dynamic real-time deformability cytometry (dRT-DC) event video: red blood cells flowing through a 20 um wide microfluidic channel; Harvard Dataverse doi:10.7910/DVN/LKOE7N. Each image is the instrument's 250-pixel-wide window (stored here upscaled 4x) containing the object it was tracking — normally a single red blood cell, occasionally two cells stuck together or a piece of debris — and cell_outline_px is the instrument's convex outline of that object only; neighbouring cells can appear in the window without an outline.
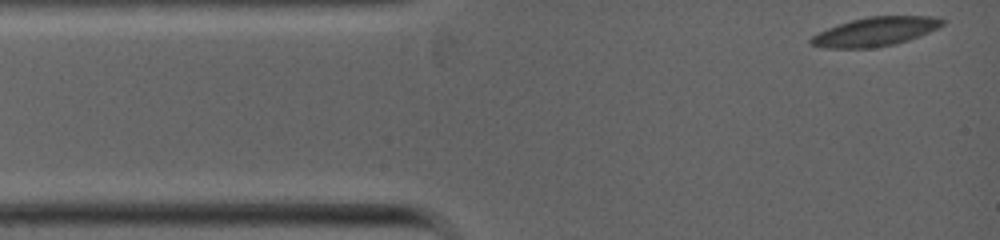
{"species": "common noctule bat (a hibernating species)", "species_latin": "Nyctalus noctula", "temperature_condition": "warm", "stored_images_in_passage": 5, "camera_frame_rate_fps": 5000, "um_per_image_px": 0.085, "animal": {"sex": "female", "body_mass_g": 19.0, "forearm_length_mm": 53.3}, "frame": {"image": 1, "passage_image": 1, "time_ms": 0.0, "image_size_px": [1000, 240], "cell_outline_px": [[944, 24], [928, 32], [908, 40], [892, 44], [868, 48], [828, 48], [812, 44], [808, 40], [812, 36], [828, 28], [852, 20], [868, 16], [932, 16], [944, 20]], "centroid_in_image_um": [74.39, 2.68], "position_along_channel_um": 10.6, "area_um2": 21.68}}
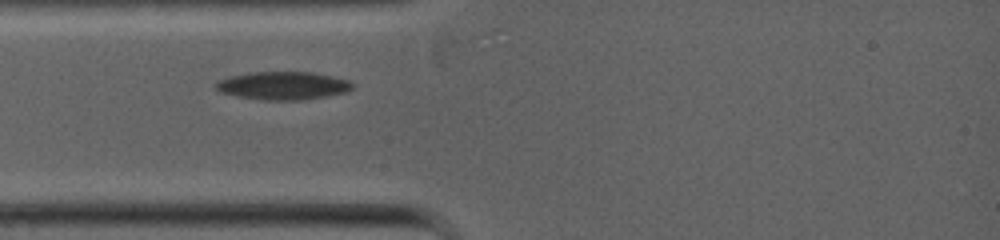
{"frame": {"image": 2, "passage_image": 4, "time_ms": 2.2, "image_size_px": [1000, 240], "cell_outline_px": [[352, 88], [348, 92], [304, 100], [260, 100], [236, 96], [220, 92], [212, 84], [216, 80], [232, 76], [252, 72], [312, 72], [332, 76], [348, 80], [352, 84]], "centroid_in_image_um": [24.02, 7.28], "position_along_channel_um": 61.0, "area_um2": 22.48}}
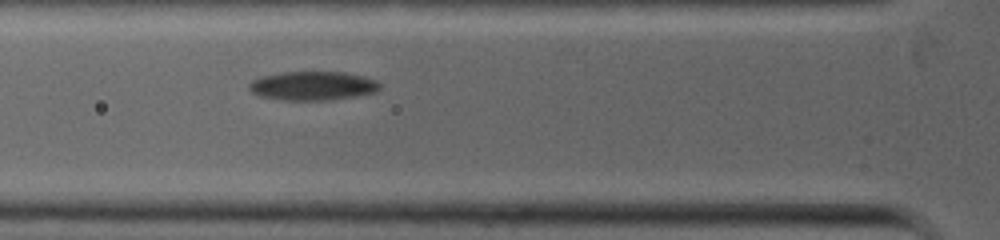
{"frame": {"image": 3, "passage_image": 5, "time_ms": 3.0, "image_size_px": [1000, 240], "cell_outline_px": [[380, 88], [376, 92], [356, 96], [332, 100], [284, 100], [260, 96], [252, 92], [248, 88], [248, 84], [252, 80], [264, 76], [284, 72], [344, 72], [364, 76], [376, 80], [380, 84]], "centroid_in_image_um": [26.61, 7.3], "position_along_channel_um": 99.2, "area_um2": 22.02}}